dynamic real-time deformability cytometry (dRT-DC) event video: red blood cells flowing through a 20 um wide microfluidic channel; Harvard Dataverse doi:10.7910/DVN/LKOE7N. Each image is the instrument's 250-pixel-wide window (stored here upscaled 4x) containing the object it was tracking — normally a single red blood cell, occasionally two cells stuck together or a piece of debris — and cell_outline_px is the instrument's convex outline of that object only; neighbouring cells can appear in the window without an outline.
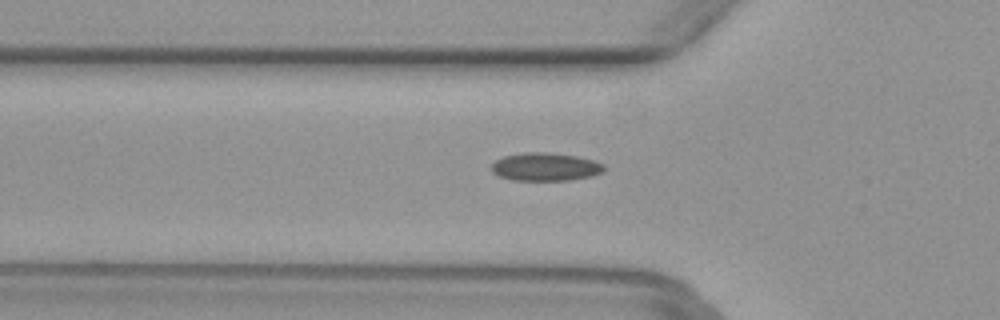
{"species": "common noctule bat (a hibernating species)", "species_latin": "Nyctalus noctula", "temperature_condition": "warm", "stored_images_in_passage": 31, "camera_frame_rate_fps": 3000, "um_per_image_px": 0.085, "animal": {"sex": "female", "body_mass_g": 29.2, "forearm_length_mm": 56.3}, "frame": {"image": 1, "passage_image": 8, "time_ms": 2.333, "image_size_px": [1000, 320], "cell_outline_px": [[604, 172], [592, 176], [568, 180], [512, 180], [500, 176], [492, 172], [492, 164], [496, 160], [504, 156], [524, 152], [548, 152], [576, 156], [592, 160], [604, 164]], "centroid_in_image_um": [46.36, 14.18], "position_along_channel_um": 79.4, "area_um2": 18.38}}
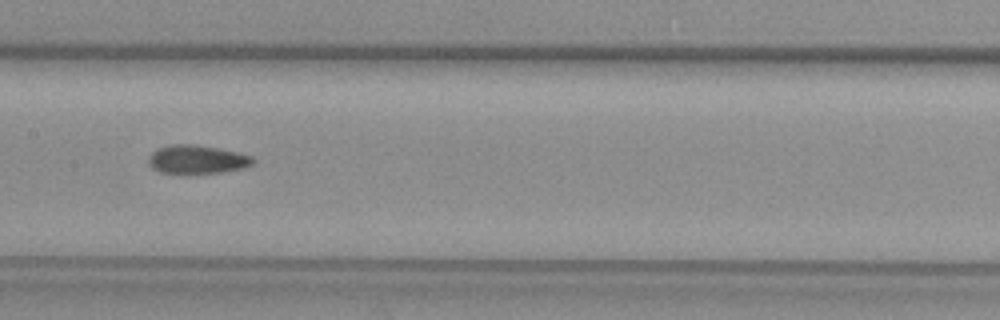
{"frame": {"image": 2, "passage_image": 16, "time_ms": 5.0, "image_size_px": [1000, 320], "cell_outline_px": [[256, 160], [252, 164], [244, 168], [220, 172], [160, 172], [152, 168], [148, 164], [148, 156], [152, 152], [160, 148], [172, 144], [192, 144], [216, 148], [236, 152], [252, 156]], "centroid_in_image_um": [16.75, 13.54], "position_along_channel_um": 190.7, "area_um2": 16.99}}
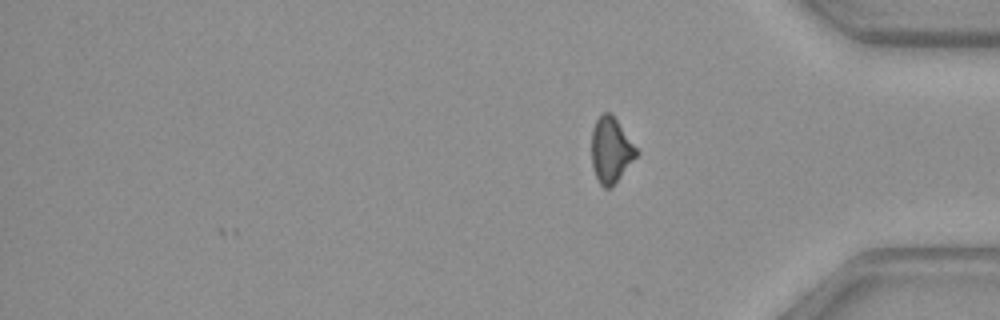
{"frame": {"image": 3, "passage_image": 31, "time_ms": 10.0, "image_size_px": [1000, 320], "cell_outline_px": [[640, 152], [612, 188], [604, 188], [600, 184], [592, 168], [592, 128], [596, 120], [604, 112], [608, 112], [616, 120]], "centroid_in_image_um": [51.93, 12.8], "position_along_channel_um": 383.3, "area_um2": 16.99}}